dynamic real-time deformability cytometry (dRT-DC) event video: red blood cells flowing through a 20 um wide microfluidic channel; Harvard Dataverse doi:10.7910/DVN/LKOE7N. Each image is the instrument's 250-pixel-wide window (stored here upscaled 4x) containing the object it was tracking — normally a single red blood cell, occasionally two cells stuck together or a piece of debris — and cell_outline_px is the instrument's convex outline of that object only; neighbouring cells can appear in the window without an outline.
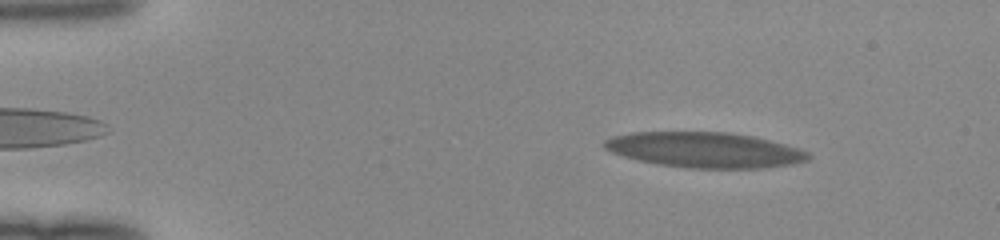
{"species": "human", "species_latin": "Homo sapiens", "temperature_condition": "room temperature", "stored_images_in_passage": 48, "camera_frame_rate_fps": 3000, "um_per_image_px": 0.085, "donor": {"sex": "female"}, "frame": {"image": 1, "passage_image": 6, "time_ms": 1.667, "image_size_px": [1000, 240], "cell_outline_px": [[812, 156], [808, 160], [792, 164], [760, 168], [688, 168], [660, 164], [640, 160], [624, 156], [612, 152], [604, 148], [604, 140], [612, 136], [632, 132], [728, 132], [752, 136], [800, 148], [808, 152]], "centroid_in_image_um": [59.92, 12.74], "position_along_channel_um": 25.1, "area_um2": 41.85}}
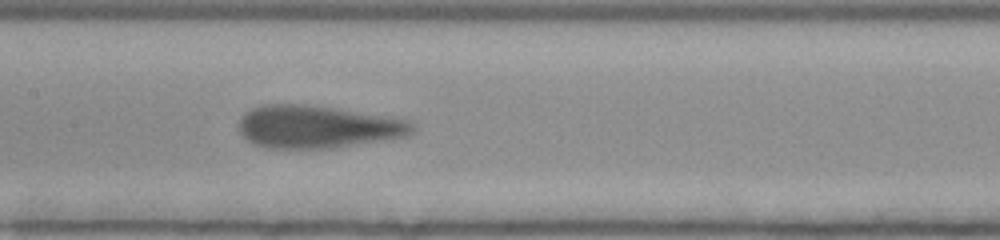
{"frame": {"image": 2, "passage_image": 24, "time_ms": 7.667, "image_size_px": [1000, 240], "cell_outline_px": [[416, 132], [408, 136], [332, 148], [268, 148], [252, 144], [240, 132], [240, 120], [244, 112], [252, 108], [268, 104], [304, 104], [332, 108], [384, 116], [408, 120], [416, 128]], "centroid_in_image_um": [26.99, 10.79], "position_along_channel_um": 180.4, "area_um2": 42.83}}
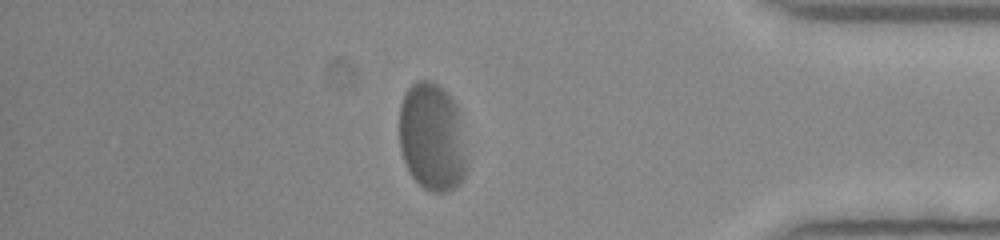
{"frame": {"image": 3, "passage_image": 42, "time_ms": 13.667, "image_size_px": [1000, 240], "cell_outline_px": [[468, 168], [460, 184], [448, 192], [432, 192], [424, 188], [408, 172], [400, 148], [400, 104], [404, 92], [416, 80], [432, 80], [448, 92], [456, 104], [460, 112], [468, 160]], "centroid_in_image_um": [36.76, 11.65], "position_along_channel_um": 398.4, "area_um2": 43.58}}